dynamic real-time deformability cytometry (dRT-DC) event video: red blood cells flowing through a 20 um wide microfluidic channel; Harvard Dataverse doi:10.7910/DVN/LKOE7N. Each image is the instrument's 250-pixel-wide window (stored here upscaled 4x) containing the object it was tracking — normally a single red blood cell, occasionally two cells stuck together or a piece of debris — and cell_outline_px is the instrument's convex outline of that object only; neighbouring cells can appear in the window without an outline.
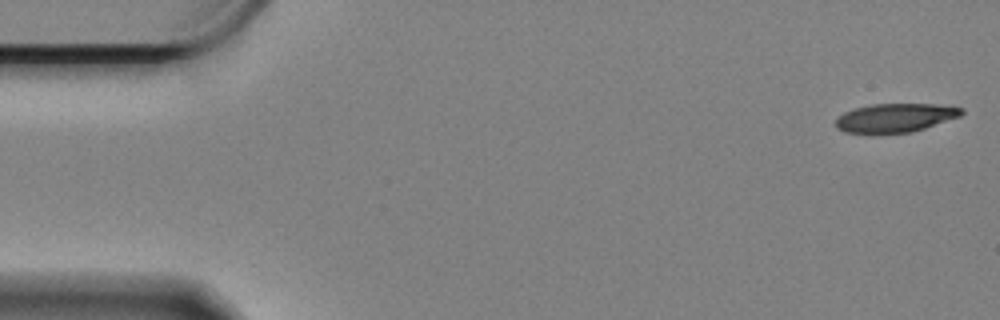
{"species": "Egyptian fruit bat (a non-hibernating species)", "species_latin": "Rousettus aegyptiacus", "temperature_condition": "cold", "stored_images_in_passage": 59, "camera_frame_rate_fps": 3000, "um_per_image_px": 0.085, "animal": {"sex": "female"}, "frame": {"image": 1, "passage_image": 1, "time_ms": 0.0, "image_size_px": [1000, 320], "cell_outline_px": [[964, 112], [960, 116], [912, 132], [872, 136], [844, 132], [836, 128], [836, 120], [844, 112], [852, 108], [872, 104], [936, 104], [964, 108]], "centroid_in_image_um": [76.03, 10.05], "position_along_channel_um": 9.0, "area_um2": 21.73}}
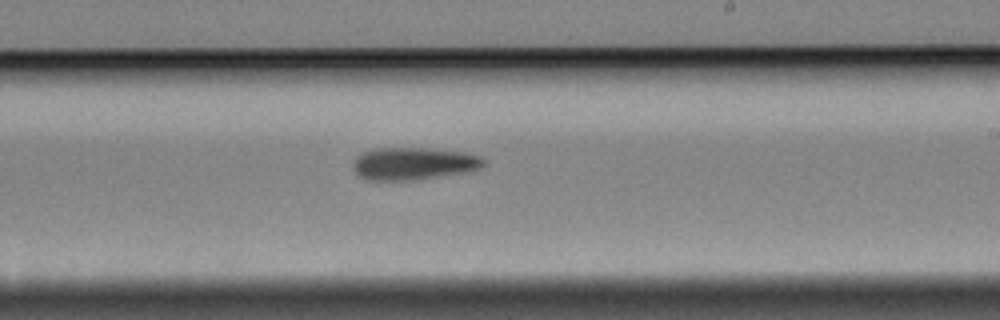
{"frame": {"image": 2, "passage_image": 34, "time_ms": 11.0, "image_size_px": [1000, 320], "cell_outline_px": [[484, 164], [480, 168], [464, 172], [416, 180], [364, 180], [352, 168], [352, 164], [356, 156], [364, 152], [376, 148], [428, 148], [468, 152], [484, 156]], "centroid_in_image_um": [35.16, 13.9], "position_along_channel_um": 253.8, "area_um2": 24.91}}
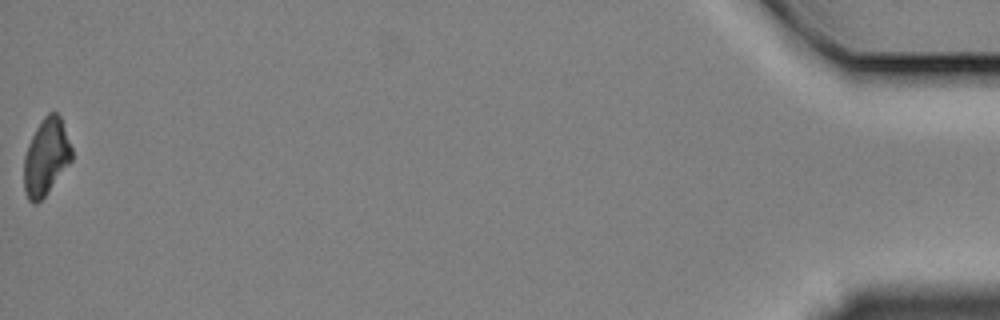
{"frame": {"image": 3, "passage_image": 59, "time_ms": 19.333, "image_size_px": [1000, 320], "cell_outline_px": [[72, 160], [48, 192], [36, 204], [32, 204], [28, 200], [24, 192], [24, 156], [28, 144], [36, 128], [44, 116], [48, 112], [56, 112], [60, 116], [72, 148]], "centroid_in_image_um": [3.91, 13.36], "position_along_channel_um": 431.3, "area_um2": 21.33}, "authors_computed_cell_mechanics": {"area_um2": 23.5824, "velocity_mm_per_s": 3.3143, "shape_relaxation_time_tau1_ms": 3.8628, "shape_relaxation_time_tau2_ms": null, "deformation_change_tau1": 0.1441, "deformation_change_tau2": null}}